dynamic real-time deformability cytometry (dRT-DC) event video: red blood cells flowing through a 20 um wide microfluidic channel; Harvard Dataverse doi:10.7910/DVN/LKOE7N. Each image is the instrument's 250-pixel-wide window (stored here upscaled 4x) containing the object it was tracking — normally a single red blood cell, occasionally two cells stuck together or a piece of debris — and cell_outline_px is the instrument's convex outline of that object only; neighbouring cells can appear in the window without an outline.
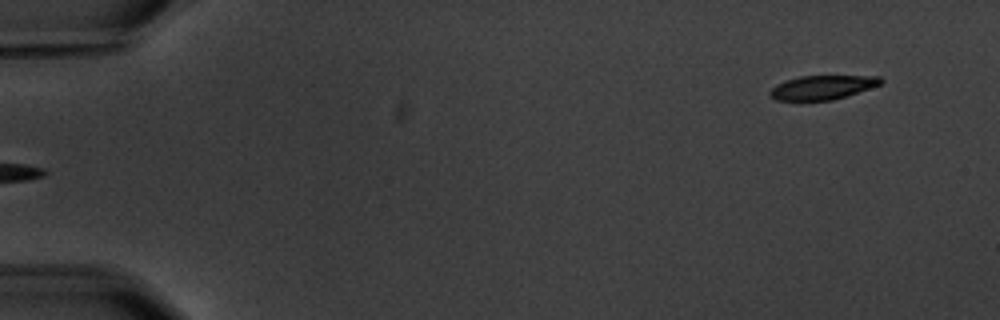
{"species": "common noctule bat (a hibernating species)", "species_latin": "Nyctalus noctula", "temperature_condition": "warm", "stored_images_in_passage": 4, "segment_of_instrument_passage": [2, 2], "camera_frame_rate_fps": 3000, "um_per_image_px": 0.085, "animal": {"sex": "male", "body_mass_g": 20.1, "forearm_length_mm": 53.5}, "frame": {"image": 1, "passage_image": 4, "time_ms": 4.0, "image_size_px": [1000, 320], "cell_outline_px": [[884, 80], [880, 84], [832, 100], [776, 100], [768, 92], [776, 84], [800, 76], [880, 76]], "centroid_in_image_um": [69.88, 7.42], "position_along_channel_um": 15.1, "area_um2": 15.14}}